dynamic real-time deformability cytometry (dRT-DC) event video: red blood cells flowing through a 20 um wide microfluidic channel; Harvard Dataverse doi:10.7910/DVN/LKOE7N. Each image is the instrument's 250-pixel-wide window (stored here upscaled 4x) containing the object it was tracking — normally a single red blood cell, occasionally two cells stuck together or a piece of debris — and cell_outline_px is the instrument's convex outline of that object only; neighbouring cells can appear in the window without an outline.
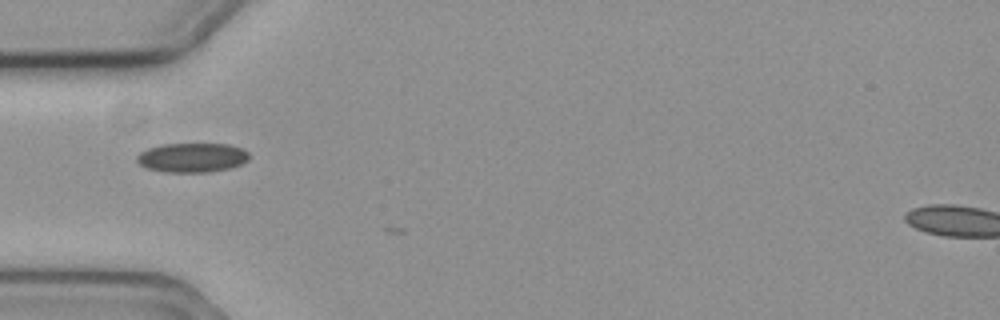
{"species": "common noctule bat (a hibernating species)", "species_latin": "Nyctalus noctula", "temperature_condition": "cold", "stored_images_in_passage": 16, "camera_frame_rate_fps": 3000, "um_per_image_px": 0.085, "animal": {"sex": "female", "body_mass_g": 19.3, "forearm_length_mm": 54.1}, "frame": {"image": 1, "passage_image": 8, "time_ms": 2.333, "image_size_px": [1000, 320], "cell_outline_px": [[248, 160], [232, 168], [208, 172], [164, 172], [148, 168], [140, 164], [136, 160], [136, 156], [140, 152], [148, 148], [164, 144], [228, 144], [244, 148], [248, 152]], "centroid_in_image_um": [16.35, 13.39], "position_along_channel_um": 68.7, "area_um2": 19.25}}
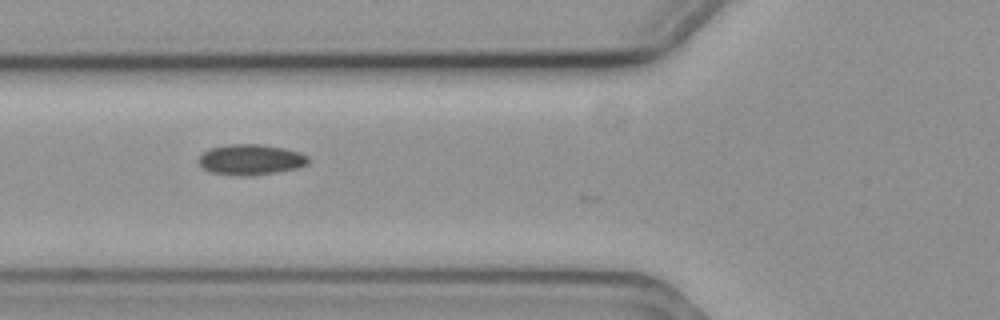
{"frame": {"image": 2, "passage_image": 11, "time_ms": 3.333, "image_size_px": [1000, 320], "cell_outline_px": [[312, 160], [308, 164], [296, 168], [276, 172], [240, 176], [212, 172], [204, 168], [196, 160], [208, 148], [228, 144], [260, 144], [284, 148], [300, 152], [308, 156]], "centroid_in_image_um": [21.33, 13.55], "position_along_channel_um": 104.5, "area_um2": 19.54}}
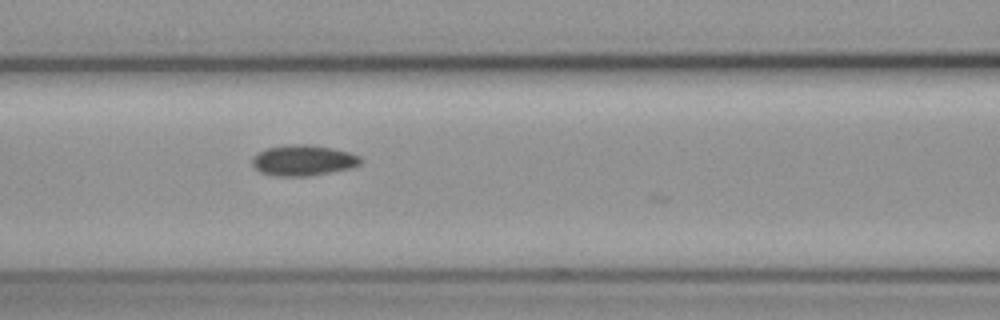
{"frame": {"image": 3, "passage_image": 14, "time_ms": 4.333, "image_size_px": [1000, 320], "cell_outline_px": [[364, 160], [360, 164], [352, 168], [308, 176], [280, 176], [260, 172], [252, 164], [252, 156], [268, 148], [288, 144], [312, 144], [332, 148], [348, 152], [360, 156]], "centroid_in_image_um": [25.81, 13.62], "position_along_channel_um": 140.8, "area_um2": 19.42}}